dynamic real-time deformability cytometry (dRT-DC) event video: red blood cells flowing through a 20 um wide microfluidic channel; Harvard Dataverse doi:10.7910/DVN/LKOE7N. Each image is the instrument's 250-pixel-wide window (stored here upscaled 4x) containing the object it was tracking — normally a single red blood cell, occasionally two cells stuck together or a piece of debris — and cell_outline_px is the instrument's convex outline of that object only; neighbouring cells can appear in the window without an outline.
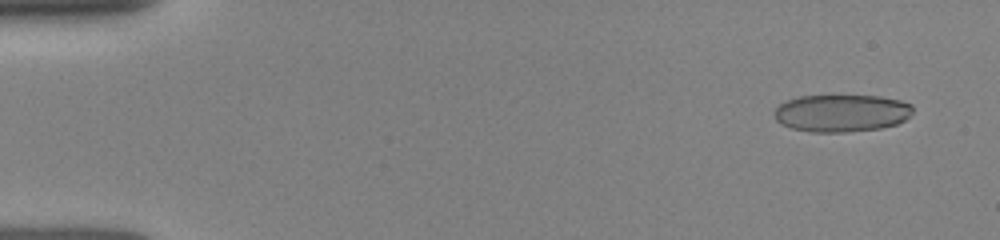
{"species": "human", "species_latin": "Homo sapiens", "temperature_condition": "room temperature", "stored_images_in_passage": 39, "camera_frame_rate_fps": 3000, "um_per_image_px": 0.085, "donor": {"sex": "female"}, "frame": {"image": 1, "passage_image": 2, "time_ms": 0.333, "image_size_px": [1000, 240], "cell_outline_px": [[912, 112], [904, 120], [896, 124], [880, 128], [844, 132], [812, 132], [792, 128], [780, 124], [776, 120], [776, 108], [780, 104], [788, 100], [800, 96], [880, 96], [900, 100], [912, 104]], "centroid_in_image_um": [71.54, 9.61], "position_along_channel_um": 13.5, "area_um2": 29.94}}
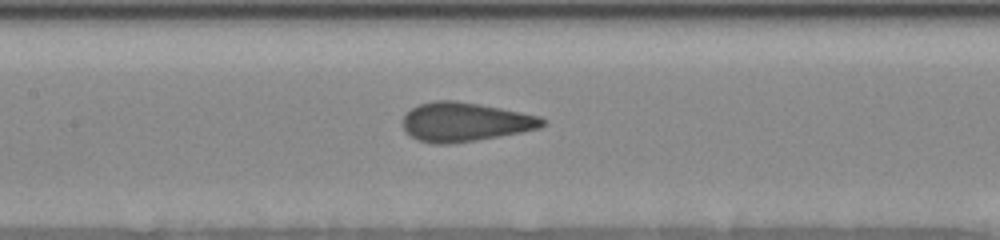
{"frame": {"image": 2, "passage_image": 22, "time_ms": 7.0, "image_size_px": [1000, 240], "cell_outline_px": [[548, 120], [540, 128], [500, 136], [476, 140], [448, 144], [432, 144], [420, 140], [404, 132], [400, 124], [400, 120], [412, 108], [420, 104], [432, 100], [456, 100], [480, 104], [540, 116]], "centroid_in_image_um": [39.49, 10.36], "position_along_channel_um": 167.9, "area_um2": 31.96}}
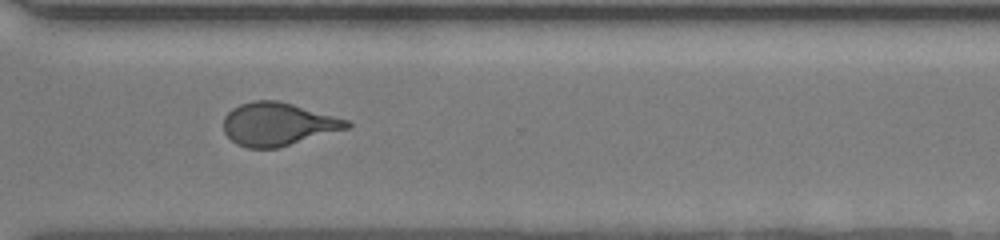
{"frame": {"image": 3, "passage_image": 38, "time_ms": 11.333, "image_size_px": [1000, 240], "cell_outline_px": [[352, 128], [280, 148], [248, 148], [236, 144], [224, 132], [224, 116], [232, 108], [240, 104], [252, 100], [276, 100], [292, 104], [348, 120], [352, 124]], "centroid_in_image_um": [23.65, 10.57], "position_along_channel_um": 347.0, "area_um2": 31.21}}